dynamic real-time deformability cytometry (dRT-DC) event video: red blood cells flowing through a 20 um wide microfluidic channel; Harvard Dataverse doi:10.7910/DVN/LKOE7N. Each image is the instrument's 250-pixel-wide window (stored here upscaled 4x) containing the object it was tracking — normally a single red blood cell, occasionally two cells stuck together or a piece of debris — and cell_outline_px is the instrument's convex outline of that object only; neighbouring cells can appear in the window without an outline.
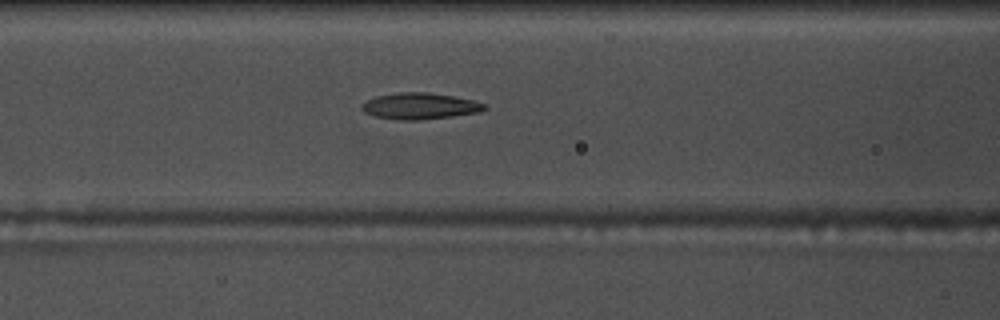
{"species": "common noctule bat (a hibernating species)", "species_latin": "Nyctalus noctula", "temperature_condition": "warm", "stored_images_in_passage": 39, "camera_frame_rate_fps": 3000, "um_per_image_px": 0.085, "animal": {"sex": "male", "body_mass_g": 17.5, "forearm_length_mm": 52.3}, "frame": {"image": 1, "passage_image": 6, "time_ms": 1.667, "image_size_px": [1000, 320], "cell_outline_px": [[488, 108], [480, 112], [452, 116], [420, 120], [400, 120], [376, 116], [364, 112], [360, 108], [360, 104], [376, 96], [400, 92], [428, 92], [452, 96], [472, 100], [484, 104]], "centroid_in_image_um": [35.67, 9.01], "position_along_channel_um": 130.9, "area_um2": 18.73}}
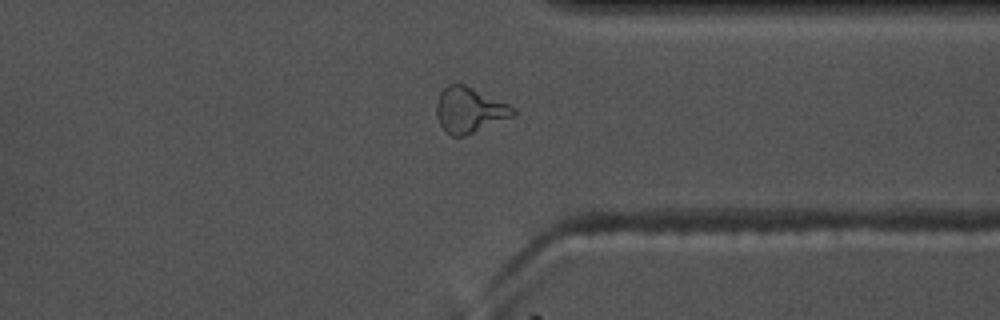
{"frame": {"image": 2, "passage_image": 26, "time_ms": 8.333, "image_size_px": [1000, 320], "cell_outline_px": [[516, 112], [512, 116], [464, 136], [452, 136], [440, 124], [436, 116], [436, 104], [440, 92], [448, 84], [464, 84], [508, 104], [516, 108]], "centroid_in_image_um": [39.87, 9.34], "position_along_channel_um": 371.5, "area_um2": 19.88}}
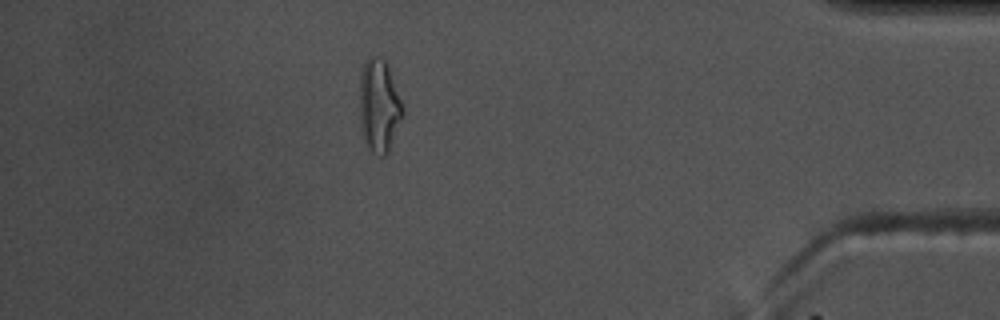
{"frame": {"image": 3, "passage_image": 32, "time_ms": 10.333, "image_size_px": [1000, 320], "cell_outline_px": [[404, 116], [388, 152], [384, 156], [380, 156], [372, 152], [368, 148], [360, 132], [360, 76], [364, 60], [368, 56], [380, 56], [388, 64], [404, 108]], "centroid_in_image_um": [32.22, 8.99], "position_along_channel_um": 403.0, "area_um2": 23.87}, "authors_computed_cell_mechanics": {"area_um2": 18.5538, "velocity_mm_per_s": 3.6428, "shape_relaxation_time_tau1_ms": 5.2709, "shape_relaxation_time_tau2_ms": 2.8985, "deformation_change_tau1": 0.2223, "deformation_change_tau2": 0.1268}}